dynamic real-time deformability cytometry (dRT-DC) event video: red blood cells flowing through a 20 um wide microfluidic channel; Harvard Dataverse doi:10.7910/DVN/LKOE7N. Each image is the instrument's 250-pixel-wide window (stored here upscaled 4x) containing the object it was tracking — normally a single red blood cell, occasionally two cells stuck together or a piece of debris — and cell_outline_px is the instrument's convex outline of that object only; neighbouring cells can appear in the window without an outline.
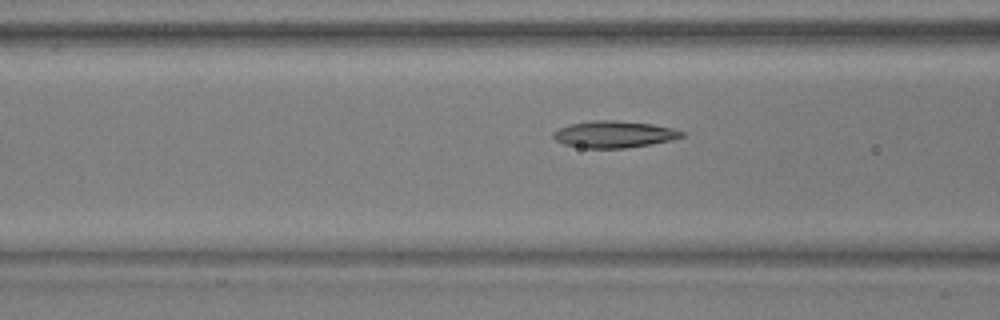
{"species": "common noctule bat (a hibernating species)", "species_latin": "Nyctalus noctula", "temperature_condition": "warm", "stored_images_in_passage": 33, "camera_frame_rate_fps": 3000, "um_per_image_px": 0.085, "animal": {"sex": "male", "body_mass_g": 17.9, "forearm_length_mm": 54.2}, "frame": {"image": 1, "passage_image": 11, "time_ms": 3.333, "image_size_px": [1000, 320], "cell_outline_px": [[684, 136], [672, 140], [652, 144], [624, 148], [584, 148], [564, 144], [556, 140], [552, 136], [552, 132], [568, 124], [592, 120], [616, 120], [652, 124], [672, 128], [684, 132]], "centroid_in_image_um": [52.18, 11.41], "position_along_channel_um": 114.4, "area_um2": 20.11}}
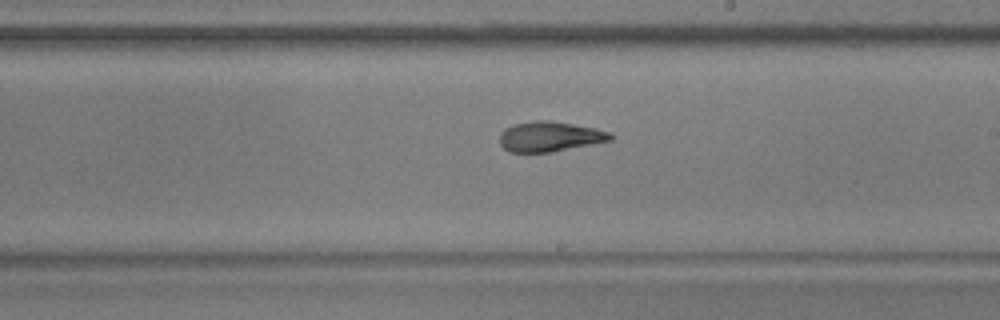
{"frame": {"image": 2, "passage_image": 21, "time_ms": 6.667, "image_size_px": [1000, 320], "cell_outline_px": [[612, 140], [552, 152], [508, 152], [500, 144], [500, 136], [504, 128], [516, 124], [536, 120], [548, 120], [596, 128], [608, 132], [612, 136]], "centroid_in_image_um": [46.71, 11.61], "position_along_channel_um": 242.3, "area_um2": 19.25}}
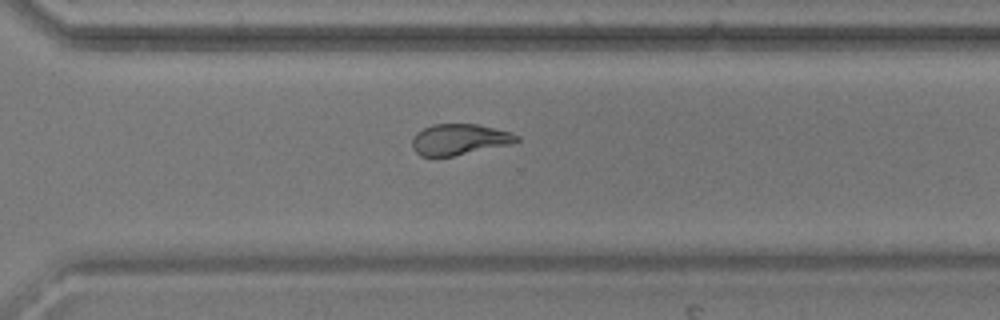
{"frame": {"image": 3, "passage_image": 28, "time_ms": 9.0, "image_size_px": [1000, 320], "cell_outline_px": [[520, 140], [512, 144], [452, 156], [420, 156], [412, 148], [412, 140], [416, 132], [432, 124], [476, 124], [512, 132], [520, 136]], "centroid_in_image_um": [39.06, 11.85], "position_along_channel_um": 331.5, "area_um2": 18.9}, "authors_computed_cell_mechanics": {"area_um2": 19.652, "velocity_mm_per_s": 3.8336, "shape_relaxation_time_tau1_ms": 7.3453, "shape_relaxation_time_tau2_ms": 2.457, "deformation_change_tau1": 0.2003, "deformation_change_tau2": 0.1048}}